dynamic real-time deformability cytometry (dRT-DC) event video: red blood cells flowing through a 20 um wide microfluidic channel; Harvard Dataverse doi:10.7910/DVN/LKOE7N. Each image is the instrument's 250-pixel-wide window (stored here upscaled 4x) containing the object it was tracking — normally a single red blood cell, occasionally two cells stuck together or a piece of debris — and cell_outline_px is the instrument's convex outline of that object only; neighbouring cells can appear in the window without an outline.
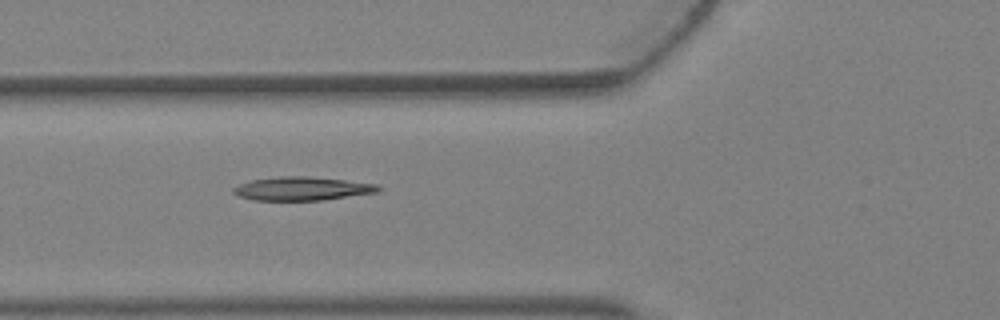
{"species": "Egyptian fruit bat (a non-hibernating species)", "species_latin": "Rousettus aegyptiacus", "temperature_condition": "warm", "stored_images_in_passage": 5, "camera_frame_rate_fps": 3000, "um_per_image_px": 0.085, "animal": {"sex": "female"}, "frame": {"image": 1, "passage_image": 5, "time_ms": 1.333, "image_size_px": [1000, 320], "cell_outline_px": [[380, 192], [320, 200], [252, 200], [236, 196], [232, 192], [232, 188], [240, 184], [252, 180], [280, 176], [308, 176], [344, 180], [376, 184], [380, 188]], "centroid_in_image_um": [25.63, 16.03], "position_along_channel_um": 100.2, "area_um2": 19.83}}